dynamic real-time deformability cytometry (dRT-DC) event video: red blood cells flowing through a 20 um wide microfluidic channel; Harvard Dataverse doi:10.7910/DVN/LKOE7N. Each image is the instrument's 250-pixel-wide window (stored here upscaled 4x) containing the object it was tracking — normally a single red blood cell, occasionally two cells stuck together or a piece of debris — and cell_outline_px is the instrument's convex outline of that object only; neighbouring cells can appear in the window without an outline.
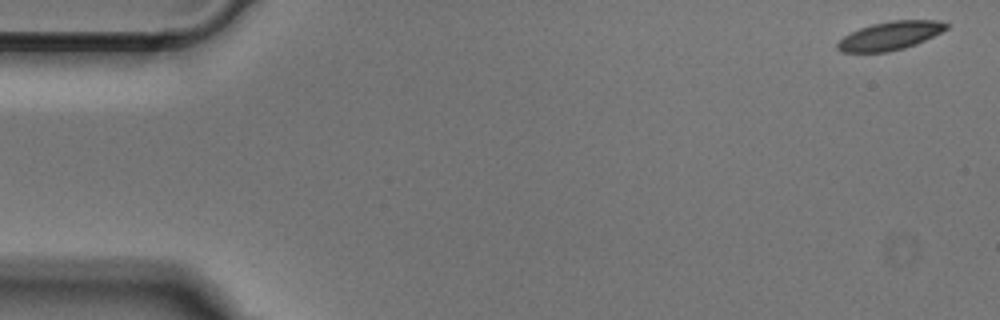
{"species": "Egyptian fruit bat (a non-hibernating species)", "species_latin": "Rousettus aegyptiacus", "temperature_condition": "cold", "stored_images_in_passage": 51, "camera_frame_rate_fps": 3000, "um_per_image_px": 0.085, "animal": {"sex": "male"}, "frame": {"image": 1, "passage_image": 1, "time_ms": 0.0, "image_size_px": [1000, 320], "cell_outline_px": [[948, 28], [916, 44], [904, 48], [888, 52], [840, 52], [836, 48], [836, 44], [844, 36], [860, 28], [872, 24], [892, 20], [940, 20], [948, 24]], "centroid_in_image_um": [75.64, 3.04], "position_along_channel_um": 9.4, "area_um2": 17.92}}
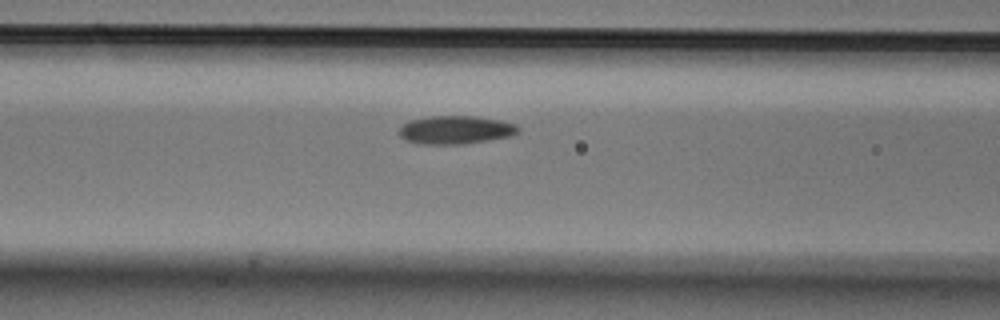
{"frame": {"image": 2, "passage_image": 20, "time_ms": 6.333, "image_size_px": [1000, 320], "cell_outline_px": [[520, 132], [512, 136], [464, 144], [416, 144], [404, 140], [400, 136], [400, 128], [408, 120], [432, 116], [476, 116], [500, 120], [516, 124], [520, 128]], "centroid_in_image_um": [38.74, 11.04], "position_along_channel_um": 127.9, "area_um2": 19.83}}
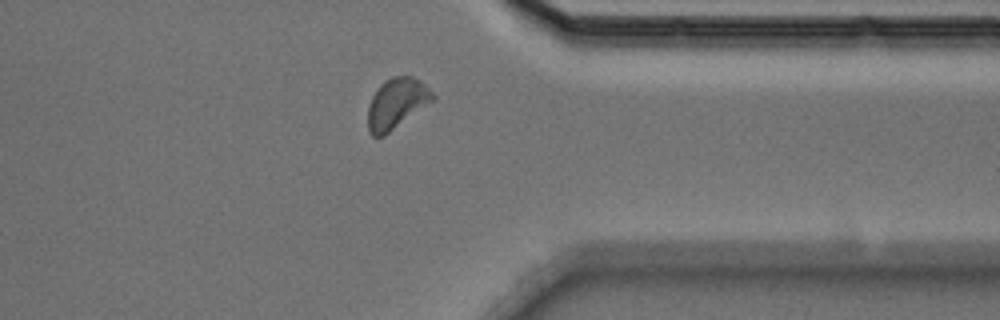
{"frame": {"image": 3, "passage_image": 40, "time_ms": 13.0, "image_size_px": [1000, 320], "cell_outline_px": [[436, 100], [384, 136], [372, 136], [368, 132], [368, 104], [372, 96], [380, 84], [384, 80], [392, 76], [412, 76], [420, 80], [436, 96]], "centroid_in_image_um": [33.72, 8.79], "position_along_channel_um": 377.7, "area_um2": 19.36}}